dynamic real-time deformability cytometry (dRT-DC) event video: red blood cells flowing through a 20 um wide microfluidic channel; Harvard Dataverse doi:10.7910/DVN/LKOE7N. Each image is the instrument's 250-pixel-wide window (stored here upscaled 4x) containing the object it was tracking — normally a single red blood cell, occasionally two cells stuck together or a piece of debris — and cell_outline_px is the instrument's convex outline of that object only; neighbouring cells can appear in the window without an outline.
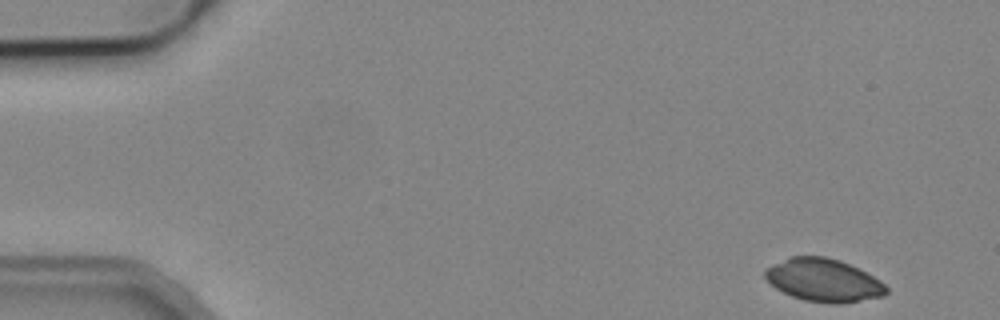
{"species": "common noctule bat (a hibernating species)", "species_latin": "Nyctalus noctula", "temperature_condition": "cold", "stored_images_in_passage": 5, "camera_frame_rate_fps": 3000, "um_per_image_px": 0.085, "animal": {"sex": "male", "body_mass_g": 19.2, "forearm_length_mm": 51.8}, "frame": {"image": 1, "passage_image": 1, "time_ms": 0.0, "image_size_px": [1000, 320], "cell_outline_px": [[888, 292], [884, 296], [840, 304], [832, 304], [804, 300], [792, 296], [776, 288], [764, 276], [764, 268], [788, 256], [824, 256], [840, 260], [880, 280], [888, 288]], "centroid_in_image_um": [69.98, 23.81], "position_along_channel_um": 15.0, "area_um2": 30.29}}